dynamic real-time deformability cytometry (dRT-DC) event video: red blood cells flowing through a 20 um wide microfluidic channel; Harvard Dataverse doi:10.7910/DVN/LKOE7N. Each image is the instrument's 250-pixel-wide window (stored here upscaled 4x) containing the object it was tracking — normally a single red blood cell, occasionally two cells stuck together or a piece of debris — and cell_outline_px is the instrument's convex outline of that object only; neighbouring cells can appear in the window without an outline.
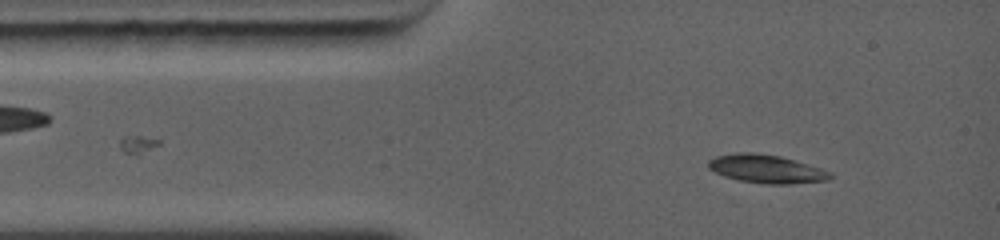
{"species": "common noctule bat (a hibernating species)", "species_latin": "Nyctalus noctula", "temperature_condition": "warm", "stored_images_in_passage": 16, "camera_frame_rate_fps": 5000, "um_per_image_px": 0.085, "animal": {"sex": "female", "body_mass_g": 19.0, "forearm_length_mm": 56.7}, "frame": {"image": 1, "passage_image": 6, "time_ms": 0.8, "image_size_px": [1000, 240], "cell_outline_px": [[832, 176], [828, 180], [792, 184], [764, 184], [740, 180], [724, 176], [708, 168], [708, 160], [716, 156], [736, 152], [756, 152], [780, 156], [808, 164], [832, 172]], "centroid_in_image_um": [65.14, 14.35], "position_along_channel_um": 19.9, "area_um2": 20.17}}
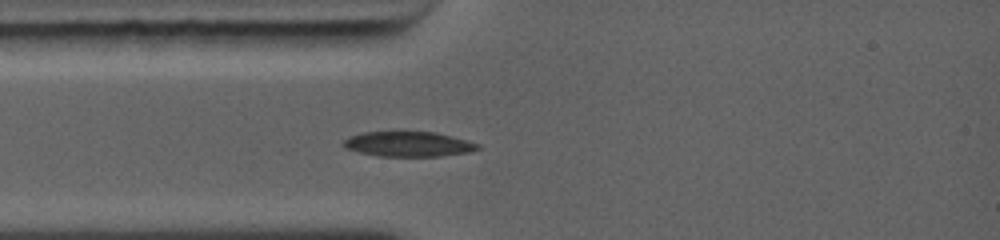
{"frame": {"image": 2, "passage_image": 14, "time_ms": 2.2, "image_size_px": [1000, 240], "cell_outline_px": [[480, 148], [468, 152], [440, 156], [376, 156], [344, 148], [340, 144], [344, 140], [352, 136], [364, 132], [436, 132], [468, 140], [480, 144]], "centroid_in_image_um": [34.71, 12.25], "position_along_channel_um": 50.3, "area_um2": 19.54}}